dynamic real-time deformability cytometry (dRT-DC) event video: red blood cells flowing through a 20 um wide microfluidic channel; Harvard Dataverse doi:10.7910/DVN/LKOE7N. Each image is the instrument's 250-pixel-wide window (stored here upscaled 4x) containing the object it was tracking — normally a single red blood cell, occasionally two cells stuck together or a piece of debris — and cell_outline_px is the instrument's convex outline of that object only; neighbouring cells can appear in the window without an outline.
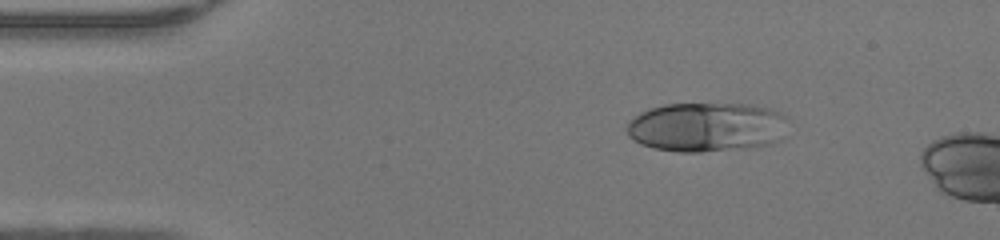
{"species": "human", "species_latin": "Homo sapiens", "temperature_condition": "warm", "stored_images_in_passage": 11, "camera_frame_rate_fps": 3000, "um_per_image_px": 0.085, "donor": {"sex": "female"}, "frame": {"image": 1, "passage_image": 7, "time_ms": 2.0, "image_size_px": [1000, 240], "cell_outline_px": [[788, 120], [784, 140], [768, 144], [748, 148], [700, 152], [676, 152], [652, 148], [640, 144], [632, 140], [628, 136], [624, 128], [628, 120], [640, 112], [648, 108], [664, 104], [752, 104], [768, 108], [780, 112], [788, 116]], "centroid_in_image_um": [60.06, 10.8], "position_along_channel_um": 24.9, "area_um2": 47.57}}